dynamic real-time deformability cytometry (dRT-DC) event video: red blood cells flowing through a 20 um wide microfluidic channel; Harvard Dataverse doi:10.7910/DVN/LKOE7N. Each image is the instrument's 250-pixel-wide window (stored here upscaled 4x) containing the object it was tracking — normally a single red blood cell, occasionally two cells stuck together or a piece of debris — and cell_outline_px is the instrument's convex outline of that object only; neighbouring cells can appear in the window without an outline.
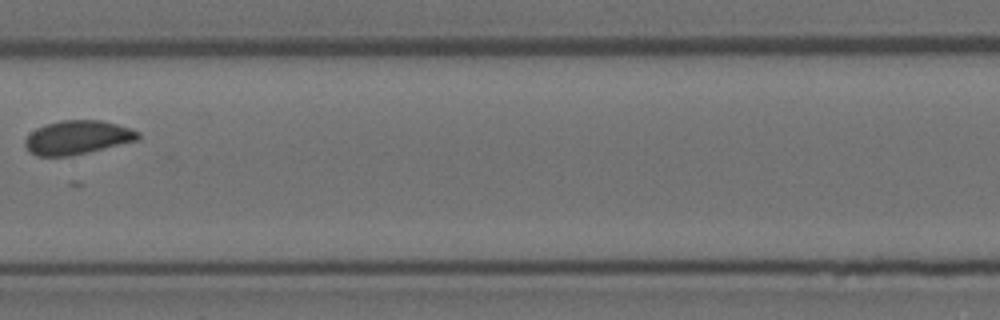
{"species": "Egyptian fruit bat (a non-hibernating species)", "species_latin": "Rousettus aegyptiacus", "temperature_condition": "room temperature", "stored_images_in_passage": 5, "camera_frame_rate_fps": 3000, "um_per_image_px": 0.085, "animal": {"sex": "female"}, "frame": {"image": 1, "passage_image": 4, "time_ms": 1.0, "image_size_px": [1000, 320], "cell_outline_px": [[140, 136], [136, 140], [72, 156], [36, 156], [28, 152], [24, 144], [24, 140], [36, 128], [44, 124], [60, 120], [100, 120], [116, 124], [140, 132]], "centroid_in_image_um": [6.52, 11.68], "position_along_channel_um": 200.9, "area_um2": 22.2}}
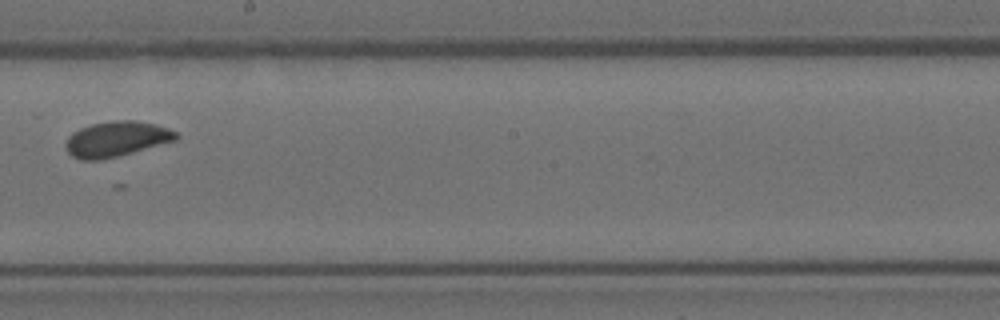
{"frame": {"image": 2, "passage_image": 5, "time_ms": 1.333, "image_size_px": [1000, 320], "cell_outline_px": [[180, 136], [176, 140], [132, 152], [100, 160], [80, 160], [72, 156], [68, 152], [68, 136], [72, 132], [80, 128], [92, 124], [116, 120], [136, 120], [156, 124], [168, 128], [176, 132]], "centroid_in_image_um": [9.92, 11.8], "position_along_channel_um": 238.3, "area_um2": 22.43}}